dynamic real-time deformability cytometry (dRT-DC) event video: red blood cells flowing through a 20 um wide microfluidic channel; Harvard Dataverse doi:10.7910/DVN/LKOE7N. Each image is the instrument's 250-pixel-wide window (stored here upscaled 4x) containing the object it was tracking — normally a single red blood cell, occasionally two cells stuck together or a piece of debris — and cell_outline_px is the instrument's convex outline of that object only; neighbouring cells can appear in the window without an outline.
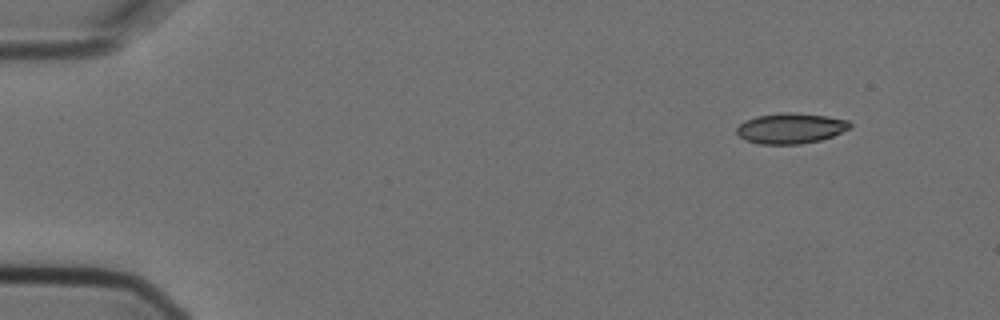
{"species": "Egyptian fruit bat (a non-hibernating species)", "species_latin": "Rousettus aegyptiacus", "temperature_condition": "cold", "stored_images_in_passage": 5, "camera_frame_rate_fps": 3000, "um_per_image_px": 0.085, "animal": {"sex": "female"}, "frame": {"image": 1, "passage_image": 1, "time_ms": 0.0, "image_size_px": [1000, 320], "cell_outline_px": [[852, 124], [848, 128], [832, 136], [820, 140], [800, 144], [760, 144], [744, 140], [736, 132], [736, 128], [744, 120], [756, 116], [780, 112], [792, 112], [828, 116], [848, 120]], "centroid_in_image_um": [67.17, 10.9], "position_along_channel_um": 17.8, "area_um2": 20.17}}
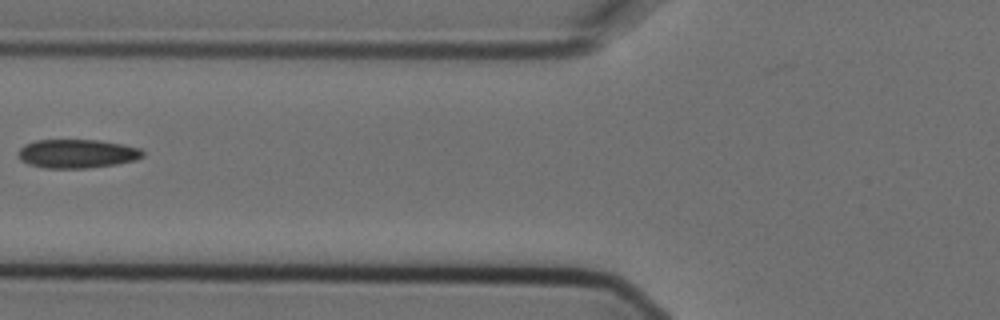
{"frame": {"image": 2, "passage_image": 5, "time_ms": 1.333, "image_size_px": [1000, 320], "cell_outline_px": [[144, 156], [136, 160], [116, 164], [88, 168], [44, 168], [28, 164], [20, 160], [20, 148], [24, 144], [36, 140], [100, 140], [124, 144], [140, 148], [144, 152]], "centroid_in_image_um": [6.58, 13.06], "position_along_channel_um": 119.2, "area_um2": 20.98}}